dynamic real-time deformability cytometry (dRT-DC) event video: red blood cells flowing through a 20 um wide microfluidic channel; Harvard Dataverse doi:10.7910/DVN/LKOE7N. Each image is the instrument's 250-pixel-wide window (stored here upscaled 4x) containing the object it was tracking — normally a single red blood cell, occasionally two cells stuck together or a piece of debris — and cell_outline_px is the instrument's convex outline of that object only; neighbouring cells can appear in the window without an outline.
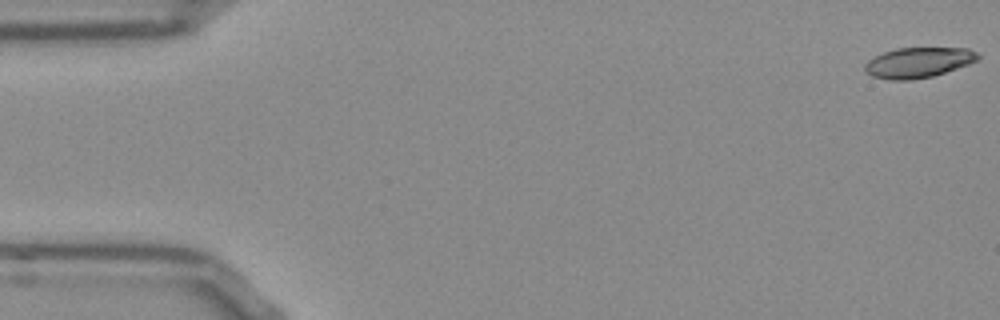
{"species": "Egyptian fruit bat (a non-hibernating species)", "species_latin": "Rousettus aegyptiacus", "temperature_condition": "room temperature", "stored_images_in_passage": 48, "camera_frame_rate_fps": 3000, "um_per_image_px": 0.085, "frame": {"image": 1, "passage_image": 1, "time_ms": 0.0, "image_size_px": [1000, 320], "cell_outline_px": [[980, 56], [976, 60], [968, 64], [932, 76], [912, 80], [888, 80], [872, 76], [864, 68], [864, 64], [868, 60], [884, 52], [896, 48], [968, 48], [976, 52]], "centroid_in_image_um": [78.03, 5.31], "position_along_channel_um": 7.0, "area_um2": 19.77}}
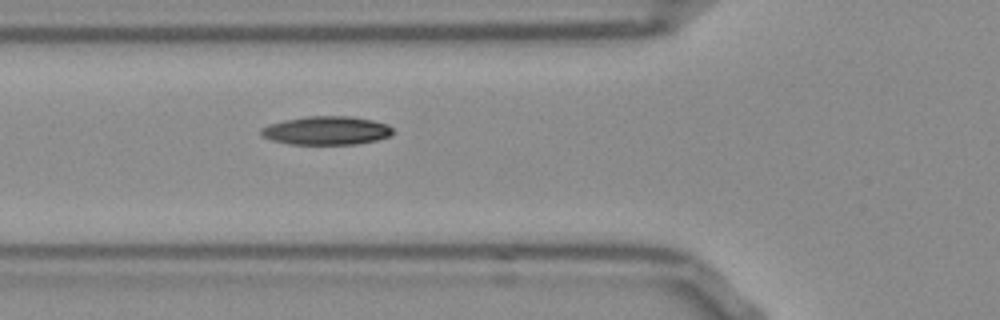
{"frame": {"image": 2, "passage_image": 19, "time_ms": 6.0, "image_size_px": [1000, 320], "cell_outline_px": [[392, 136], [376, 140], [356, 144], [292, 144], [272, 140], [264, 136], [260, 132], [260, 128], [268, 124], [284, 120], [308, 116], [352, 116], [372, 120], [388, 124], [392, 128]], "centroid_in_image_um": [27.77, 11.09], "position_along_channel_um": 98.0, "area_um2": 21.91}}
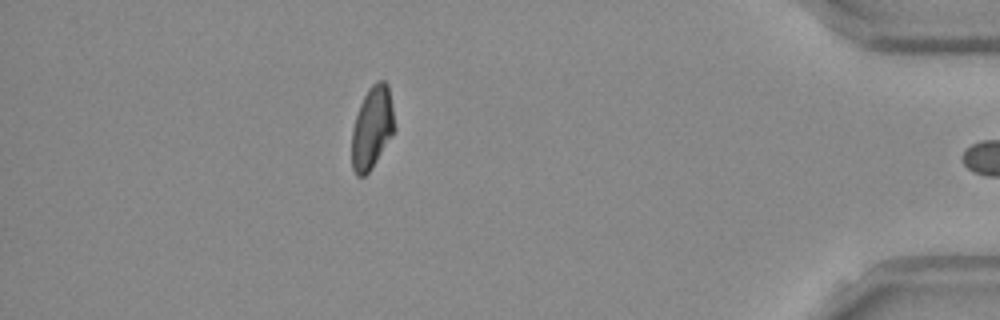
{"frame": {"image": 3, "passage_image": 47, "time_ms": 15.333, "image_size_px": [1000, 320], "cell_outline_px": [[396, 128], [372, 168], [364, 176], [356, 176], [352, 168], [352, 128], [360, 104], [368, 88], [376, 80], [384, 80], [388, 84]], "centroid_in_image_um": [31.63, 10.84], "position_along_channel_um": 403.6, "area_um2": 20.52}}